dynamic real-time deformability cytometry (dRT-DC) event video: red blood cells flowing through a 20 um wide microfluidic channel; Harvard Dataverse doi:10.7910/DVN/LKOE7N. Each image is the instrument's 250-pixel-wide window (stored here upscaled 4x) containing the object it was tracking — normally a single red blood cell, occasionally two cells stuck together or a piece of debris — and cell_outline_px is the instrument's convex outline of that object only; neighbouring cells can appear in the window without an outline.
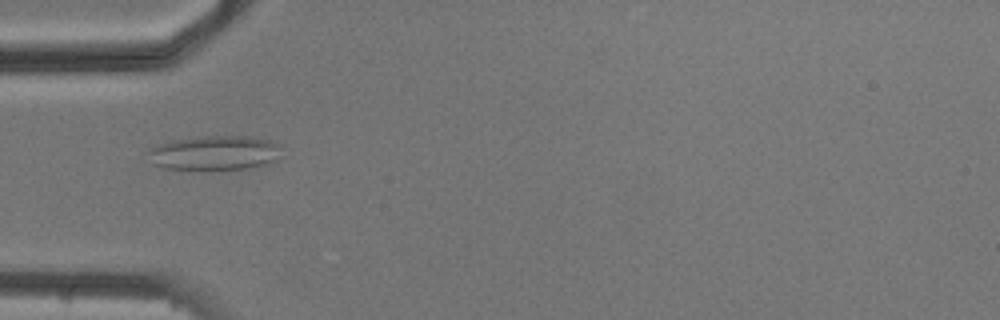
{"species": "common noctule bat (a hibernating species)", "species_latin": "Nyctalus noctula", "temperature_condition": "cold", "stored_images_in_passage": 7, "camera_frame_rate_fps": 3000, "um_per_image_px": 0.085, "animal": {"sex": "male", "body_mass_g": 20.5, "forearm_length_mm": 52.5}, "frame": {"image": 1, "passage_image": 5, "time_ms": 4.667, "image_size_px": [1000, 320], "cell_outline_px": [[280, 156], [276, 160], [268, 164], [228, 172], [200, 172], [164, 168], [152, 164], [148, 152], [148, 148], [172, 140], [204, 136], [252, 136], [272, 140], [280, 144]], "centroid_in_image_um": [18.26, 13.05], "position_along_channel_um": 66.7, "area_um2": 28.26}}